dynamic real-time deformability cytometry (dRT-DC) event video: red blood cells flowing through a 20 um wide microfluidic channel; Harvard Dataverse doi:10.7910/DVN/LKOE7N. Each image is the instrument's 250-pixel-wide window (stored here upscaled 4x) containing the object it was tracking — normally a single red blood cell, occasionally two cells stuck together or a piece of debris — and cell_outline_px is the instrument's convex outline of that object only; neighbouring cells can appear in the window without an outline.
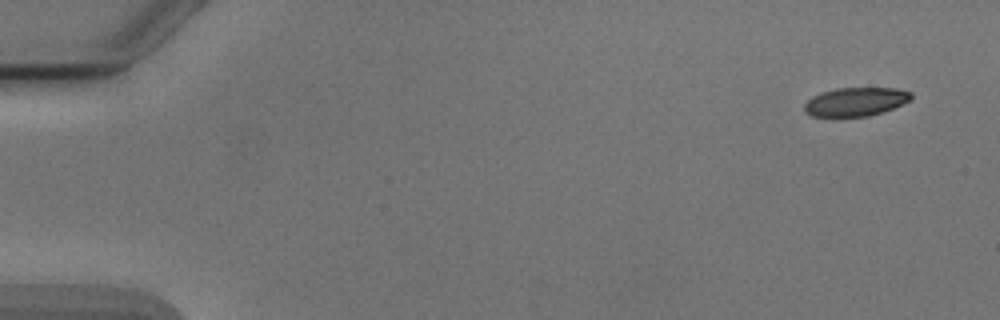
{"species": "Egyptian fruit bat (a non-hibernating species)", "species_latin": "Rousettus aegyptiacus", "temperature_condition": "cold", "stored_images_in_passage": 4, "camera_frame_rate_fps": 3000, "um_per_image_px": 0.085, "animal": {"sex": "male"}, "frame": {"image": 1, "passage_image": 1, "time_ms": 0.0, "image_size_px": [1000, 320], "cell_outline_px": [[912, 100], [884, 112], [868, 116], [840, 120], [832, 120], [812, 116], [804, 112], [804, 104], [812, 96], [820, 92], [836, 88], [896, 88], [912, 92]], "centroid_in_image_um": [72.67, 8.71], "position_along_channel_um": 12.3, "area_um2": 18.9}}
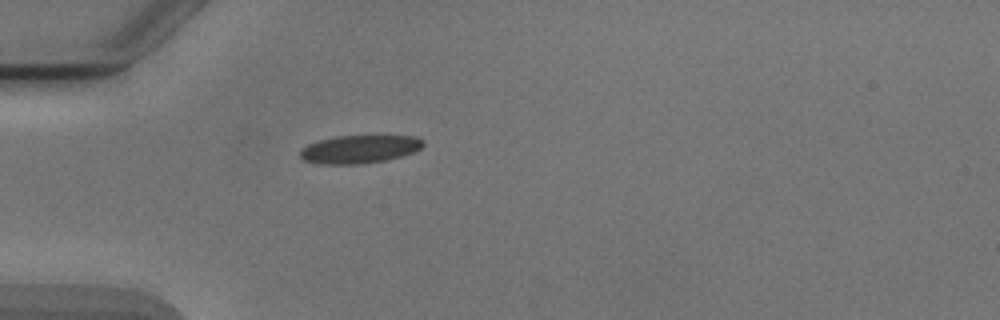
{"frame": {"image": 2, "passage_image": 4, "time_ms": 4.333, "image_size_px": [1000, 320], "cell_outline_px": [[424, 144], [416, 152], [384, 160], [360, 164], [320, 164], [304, 160], [300, 156], [300, 148], [308, 144], [320, 140], [336, 136], [380, 132], [416, 136], [424, 140]], "centroid_in_image_um": [30.64, 12.61], "position_along_channel_um": 54.4, "area_um2": 21.27}}